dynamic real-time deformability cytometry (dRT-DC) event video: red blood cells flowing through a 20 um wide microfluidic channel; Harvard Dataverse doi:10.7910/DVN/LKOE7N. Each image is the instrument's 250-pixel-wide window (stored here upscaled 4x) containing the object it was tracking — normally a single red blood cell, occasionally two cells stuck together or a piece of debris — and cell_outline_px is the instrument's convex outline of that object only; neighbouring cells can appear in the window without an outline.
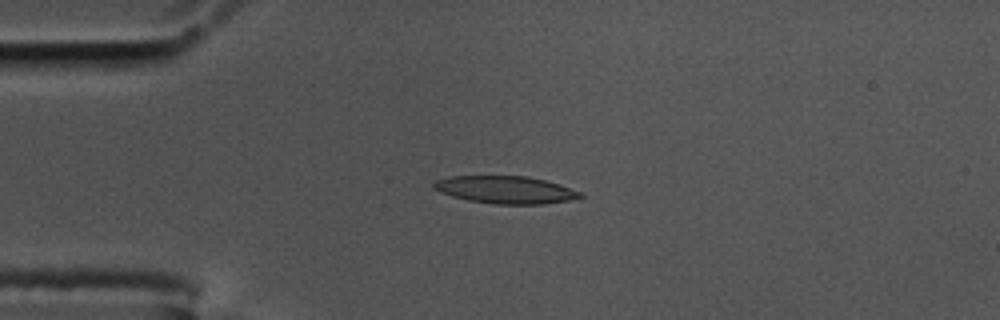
{"species": "common noctule bat (a hibernating species)", "species_latin": "Nyctalus noctula", "temperature_condition": "cold", "stored_images_in_passage": 45, "camera_frame_rate_fps": 3000, "um_per_image_px": 0.085, "animal": {"sex": "male", "body_mass_g": 17.5, "forearm_length_mm": 52.3}, "frame": {"image": 1, "passage_image": 1, "time_ms": 0.0, "image_size_px": [1000, 320], "cell_outline_px": [[584, 196], [572, 200], [544, 204], [496, 204], [468, 200], [452, 196], [440, 192], [432, 188], [432, 184], [436, 180], [448, 176], [528, 176], [560, 184], [580, 192]], "centroid_in_image_um": [42.96, 16.13], "position_along_channel_um": 42.0, "area_um2": 23.52}}
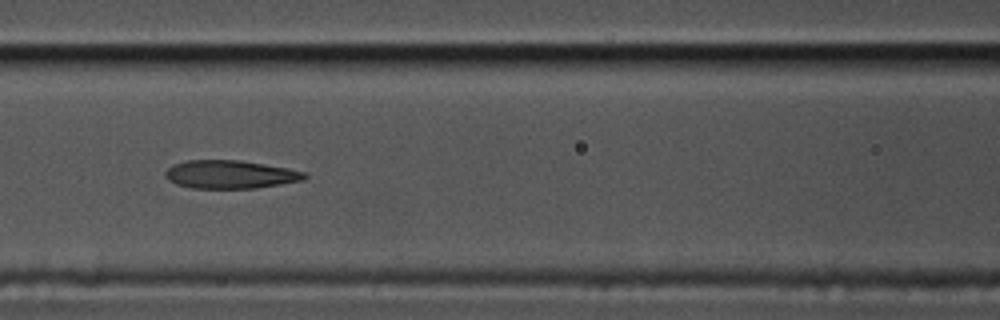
{"frame": {"image": 2, "passage_image": 12, "time_ms": 3.667, "image_size_px": [1000, 320], "cell_outline_px": [[308, 176], [304, 180], [256, 188], [192, 188], [176, 184], [168, 180], [164, 176], [164, 172], [168, 168], [176, 164], [188, 160], [240, 160], [288, 168], [304, 172]], "centroid_in_image_um": [19.56, 14.83], "position_along_channel_um": 147.0, "area_um2": 22.83}}
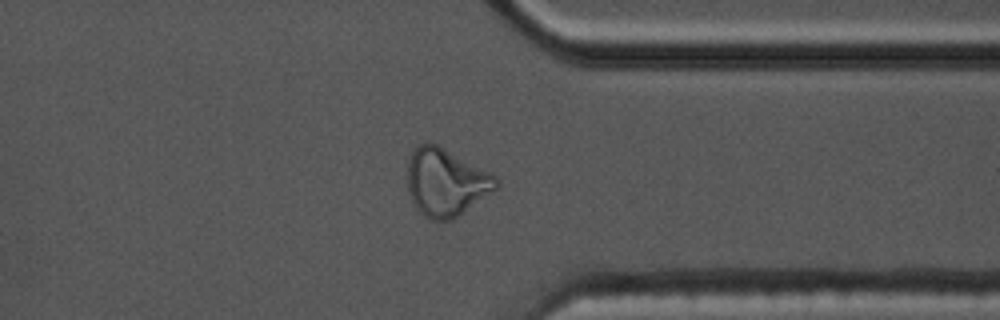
{"frame": {"image": 3, "passage_image": 32, "time_ms": 10.333, "image_size_px": [1000, 320], "cell_outline_px": [[500, 184], [496, 188], [452, 220], [432, 220], [424, 216], [416, 208], [408, 192], [408, 160], [412, 152], [420, 144], [428, 140], [436, 144], [496, 176], [500, 180]], "centroid_in_image_um": [37.87, 15.49], "position_along_channel_um": 373.5, "area_um2": 34.45}, "authors_computed_cell_mechanics": {"area_um2": 23.8136, "velocity_mm_per_s": 3.448, "shape_relaxation_time_tau1_ms": null, "shape_relaxation_time_tau2_ms": 2.3029, "deformation_change_tau1": null, "deformation_change_tau2": 0.1166}}